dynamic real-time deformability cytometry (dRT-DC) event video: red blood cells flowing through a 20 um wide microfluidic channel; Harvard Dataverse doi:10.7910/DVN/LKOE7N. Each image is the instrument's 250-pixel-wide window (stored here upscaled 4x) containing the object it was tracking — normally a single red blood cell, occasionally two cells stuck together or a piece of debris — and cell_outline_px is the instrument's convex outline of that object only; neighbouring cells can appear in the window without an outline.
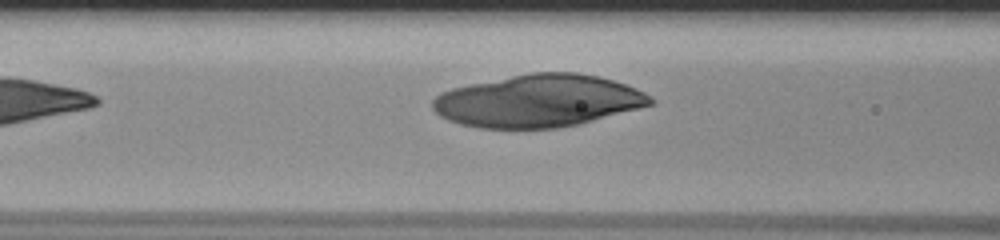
{"species": "human", "species_latin": "Homo sapiens", "temperature_condition": "room temperature", "stored_images_in_passage": 23, "camera_frame_rate_fps": 3000, "um_per_image_px": 0.085, "donor": {"sex": "male"}, "frame": {"image": 1, "passage_image": 5, "time_ms": 1.333, "image_size_px": [1000, 240], "cell_outline_px": [[656, 104], [580, 124], [556, 128], [480, 128], [460, 124], [448, 120], [440, 116], [432, 108], [432, 100], [440, 92], [452, 88], [532, 72], [576, 72], [600, 76], [636, 88], [652, 96], [656, 100]], "centroid_in_image_um": [45.8, 8.58], "position_along_channel_um": 120.8, "area_um2": 66.7}}
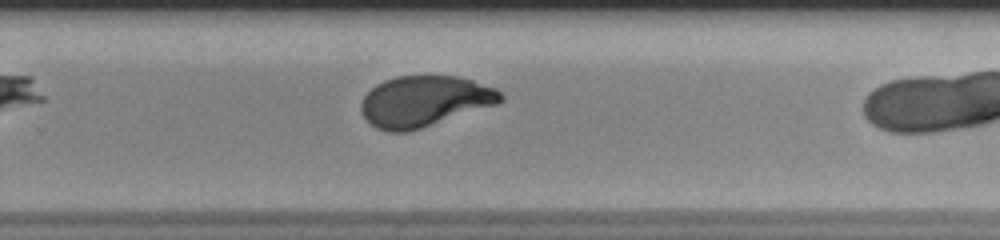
{"frame": {"image": 2, "passage_image": 15, "time_ms": 4.667, "image_size_px": [1000, 240], "cell_outline_px": [[504, 100], [496, 104], [408, 132], [388, 132], [376, 128], [364, 116], [360, 108], [360, 104], [364, 96], [376, 84], [384, 80], [396, 76], [456, 76], [472, 80], [496, 88], [504, 96]], "centroid_in_image_um": [36.06, 8.6], "position_along_channel_um": 293.7, "area_um2": 41.04}}
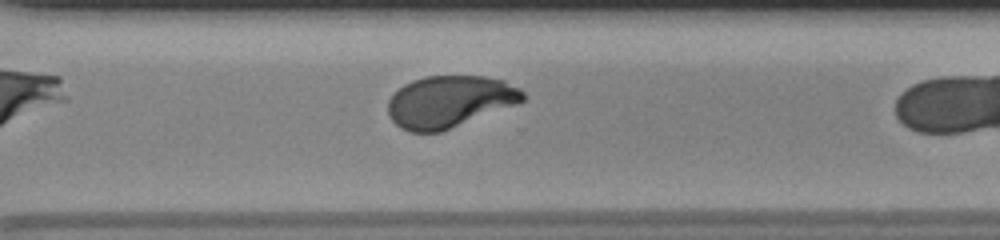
{"frame": {"image": 3, "passage_image": 18, "time_ms": 5.667, "image_size_px": [1000, 240], "cell_outline_px": [[524, 100], [516, 104], [440, 132], [408, 132], [400, 128], [388, 116], [388, 100], [404, 84], [412, 80], [424, 76], [484, 76], [504, 80], [520, 88], [524, 92]], "centroid_in_image_um": [38.19, 8.63], "position_along_channel_um": 332.4, "area_um2": 40.63}}